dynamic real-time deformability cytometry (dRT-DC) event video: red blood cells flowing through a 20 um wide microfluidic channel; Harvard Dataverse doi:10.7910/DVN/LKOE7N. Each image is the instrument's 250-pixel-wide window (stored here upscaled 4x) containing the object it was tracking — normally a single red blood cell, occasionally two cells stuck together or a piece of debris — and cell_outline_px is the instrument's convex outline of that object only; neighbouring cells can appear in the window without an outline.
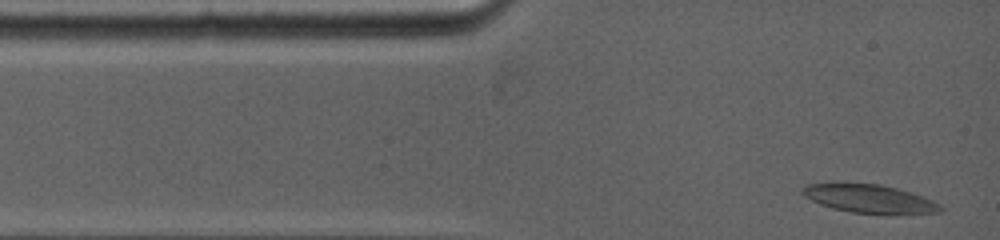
{"species": "common noctule bat (a hibernating species)", "species_latin": "Nyctalus noctula", "temperature_condition": "warm", "stored_images_in_passage": 4, "camera_frame_rate_fps": 5000, "um_per_image_px": 0.085, "animal": {"sex": "female", "body_mass_g": 19.0, "forearm_length_mm": 53.3}, "frame": {"image": 1, "passage_image": 1, "time_ms": 0.0, "image_size_px": [1000, 240], "cell_outline_px": [[944, 208], [940, 212], [852, 212], [832, 208], [820, 204], [804, 196], [800, 192], [800, 188], [808, 184], [880, 184], [912, 192], [932, 200], [940, 204]], "centroid_in_image_um": [73.86, 16.87], "position_along_channel_um": 11.1, "area_um2": 21.91}}
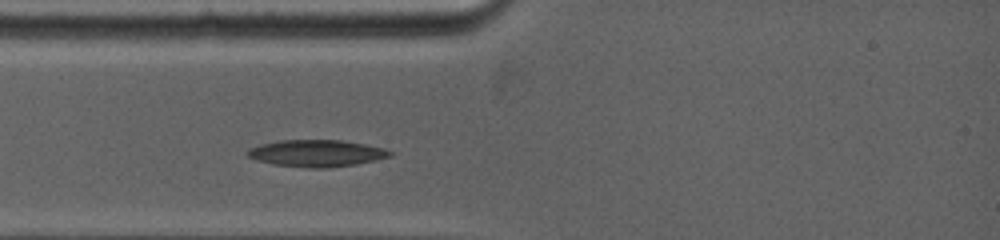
{"frame": {"image": 2, "passage_image": 4, "time_ms": 2.2, "image_size_px": [1000, 240], "cell_outline_px": [[392, 156], [376, 160], [356, 164], [328, 168], [308, 168], [272, 164], [256, 160], [248, 156], [244, 152], [248, 148], [260, 144], [280, 140], [340, 140], [364, 144], [384, 148], [392, 152]], "centroid_in_image_um": [26.87, 13.03], "position_along_channel_um": 58.1, "area_um2": 22.43}}